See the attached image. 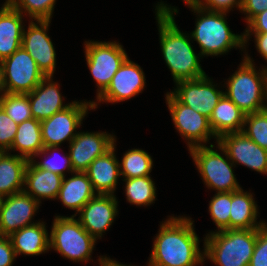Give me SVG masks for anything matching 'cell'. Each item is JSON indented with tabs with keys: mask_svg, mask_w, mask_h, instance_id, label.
Returning a JSON list of instances; mask_svg holds the SVG:
<instances>
[{
	"mask_svg": "<svg viewBox=\"0 0 267 266\" xmlns=\"http://www.w3.org/2000/svg\"><path fill=\"white\" fill-rule=\"evenodd\" d=\"M155 7L161 52L173 81L176 83L205 76L200 64L202 56L195 53L190 34L181 32L176 24L174 16L178 14V9L163 1Z\"/></svg>",
	"mask_w": 267,
	"mask_h": 266,
	"instance_id": "1",
	"label": "cell"
},
{
	"mask_svg": "<svg viewBox=\"0 0 267 266\" xmlns=\"http://www.w3.org/2000/svg\"><path fill=\"white\" fill-rule=\"evenodd\" d=\"M190 217L170 216L160 224L153 242L148 266L204 265V250Z\"/></svg>",
	"mask_w": 267,
	"mask_h": 266,
	"instance_id": "2",
	"label": "cell"
},
{
	"mask_svg": "<svg viewBox=\"0 0 267 266\" xmlns=\"http://www.w3.org/2000/svg\"><path fill=\"white\" fill-rule=\"evenodd\" d=\"M188 8L197 15L195 29L190 36L199 44L201 56L227 54L233 48L244 51V35L230 30L227 13L208 11L197 4Z\"/></svg>",
	"mask_w": 267,
	"mask_h": 266,
	"instance_id": "3",
	"label": "cell"
},
{
	"mask_svg": "<svg viewBox=\"0 0 267 266\" xmlns=\"http://www.w3.org/2000/svg\"><path fill=\"white\" fill-rule=\"evenodd\" d=\"M257 241V229L210 231L204 237V260L217 266H249Z\"/></svg>",
	"mask_w": 267,
	"mask_h": 266,
	"instance_id": "4",
	"label": "cell"
},
{
	"mask_svg": "<svg viewBox=\"0 0 267 266\" xmlns=\"http://www.w3.org/2000/svg\"><path fill=\"white\" fill-rule=\"evenodd\" d=\"M244 51L238 70L224 84V95L247 115L265 109L267 73L262 68L257 70L253 58Z\"/></svg>",
	"mask_w": 267,
	"mask_h": 266,
	"instance_id": "5",
	"label": "cell"
},
{
	"mask_svg": "<svg viewBox=\"0 0 267 266\" xmlns=\"http://www.w3.org/2000/svg\"><path fill=\"white\" fill-rule=\"evenodd\" d=\"M96 241L75 216L57 215L53 219L49 235V249H53L65 259L87 264L88 260H93L91 254Z\"/></svg>",
	"mask_w": 267,
	"mask_h": 266,
	"instance_id": "6",
	"label": "cell"
},
{
	"mask_svg": "<svg viewBox=\"0 0 267 266\" xmlns=\"http://www.w3.org/2000/svg\"><path fill=\"white\" fill-rule=\"evenodd\" d=\"M216 144L217 146L210 144V146L193 147L189 149L190 156L208 189L216 192L237 191L242 187L234 174L235 165L228 158L225 150L218 143ZM214 147H217L221 153Z\"/></svg>",
	"mask_w": 267,
	"mask_h": 266,
	"instance_id": "7",
	"label": "cell"
},
{
	"mask_svg": "<svg viewBox=\"0 0 267 266\" xmlns=\"http://www.w3.org/2000/svg\"><path fill=\"white\" fill-rule=\"evenodd\" d=\"M86 64L97 85L96 99L107 89L114 74L128 55L117 41L99 42L88 40L84 43Z\"/></svg>",
	"mask_w": 267,
	"mask_h": 266,
	"instance_id": "8",
	"label": "cell"
},
{
	"mask_svg": "<svg viewBox=\"0 0 267 266\" xmlns=\"http://www.w3.org/2000/svg\"><path fill=\"white\" fill-rule=\"evenodd\" d=\"M89 110H94L92 101H72L71 105L41 121L44 147H60L63 142H71L78 134L76 129L83 124Z\"/></svg>",
	"mask_w": 267,
	"mask_h": 266,
	"instance_id": "9",
	"label": "cell"
},
{
	"mask_svg": "<svg viewBox=\"0 0 267 266\" xmlns=\"http://www.w3.org/2000/svg\"><path fill=\"white\" fill-rule=\"evenodd\" d=\"M0 63L5 93H31L45 78L36 61L22 46Z\"/></svg>",
	"mask_w": 267,
	"mask_h": 266,
	"instance_id": "10",
	"label": "cell"
},
{
	"mask_svg": "<svg viewBox=\"0 0 267 266\" xmlns=\"http://www.w3.org/2000/svg\"><path fill=\"white\" fill-rule=\"evenodd\" d=\"M165 100L174 126L187 142L188 150L205 146L211 138H215L217 143L218 138L210 127L209 118L180 103L170 92L166 93Z\"/></svg>",
	"mask_w": 267,
	"mask_h": 266,
	"instance_id": "11",
	"label": "cell"
},
{
	"mask_svg": "<svg viewBox=\"0 0 267 266\" xmlns=\"http://www.w3.org/2000/svg\"><path fill=\"white\" fill-rule=\"evenodd\" d=\"M174 91L170 93L182 104L189 106L199 114L211 117L213 109L224 95L217 85L206 74L203 77L181 80L175 83Z\"/></svg>",
	"mask_w": 267,
	"mask_h": 266,
	"instance_id": "12",
	"label": "cell"
},
{
	"mask_svg": "<svg viewBox=\"0 0 267 266\" xmlns=\"http://www.w3.org/2000/svg\"><path fill=\"white\" fill-rule=\"evenodd\" d=\"M145 73L140 65L127 58L114 74L107 89L92 101L93 109L98 108L100 102L116 104L142 93L146 84Z\"/></svg>",
	"mask_w": 267,
	"mask_h": 266,
	"instance_id": "13",
	"label": "cell"
},
{
	"mask_svg": "<svg viewBox=\"0 0 267 266\" xmlns=\"http://www.w3.org/2000/svg\"><path fill=\"white\" fill-rule=\"evenodd\" d=\"M50 23L51 20H29L28 29L24 28L21 44L45 77L53 76L56 67V51L47 34Z\"/></svg>",
	"mask_w": 267,
	"mask_h": 266,
	"instance_id": "14",
	"label": "cell"
},
{
	"mask_svg": "<svg viewBox=\"0 0 267 266\" xmlns=\"http://www.w3.org/2000/svg\"><path fill=\"white\" fill-rule=\"evenodd\" d=\"M41 204L24 190L0 199V235L10 236L32 221Z\"/></svg>",
	"mask_w": 267,
	"mask_h": 266,
	"instance_id": "15",
	"label": "cell"
},
{
	"mask_svg": "<svg viewBox=\"0 0 267 266\" xmlns=\"http://www.w3.org/2000/svg\"><path fill=\"white\" fill-rule=\"evenodd\" d=\"M217 143L236 165H243L256 172L267 174V150L248 138L243 132L227 133Z\"/></svg>",
	"mask_w": 267,
	"mask_h": 266,
	"instance_id": "16",
	"label": "cell"
},
{
	"mask_svg": "<svg viewBox=\"0 0 267 266\" xmlns=\"http://www.w3.org/2000/svg\"><path fill=\"white\" fill-rule=\"evenodd\" d=\"M116 195L96 194L79 212L78 221L82 227L96 240L110 228L118 213Z\"/></svg>",
	"mask_w": 267,
	"mask_h": 266,
	"instance_id": "17",
	"label": "cell"
},
{
	"mask_svg": "<svg viewBox=\"0 0 267 266\" xmlns=\"http://www.w3.org/2000/svg\"><path fill=\"white\" fill-rule=\"evenodd\" d=\"M115 135L107 132H79L69 143L74 172H85L90 164L113 147Z\"/></svg>",
	"mask_w": 267,
	"mask_h": 266,
	"instance_id": "18",
	"label": "cell"
},
{
	"mask_svg": "<svg viewBox=\"0 0 267 266\" xmlns=\"http://www.w3.org/2000/svg\"><path fill=\"white\" fill-rule=\"evenodd\" d=\"M116 138L113 147L97 157L85 171L96 194L114 195L120 176L119 160L115 154Z\"/></svg>",
	"mask_w": 267,
	"mask_h": 266,
	"instance_id": "19",
	"label": "cell"
},
{
	"mask_svg": "<svg viewBox=\"0 0 267 266\" xmlns=\"http://www.w3.org/2000/svg\"><path fill=\"white\" fill-rule=\"evenodd\" d=\"M27 95L31 105L32 117L40 122L64 110L72 103H63L64 98L60 93V85L53 81V76L45 77L40 84Z\"/></svg>",
	"mask_w": 267,
	"mask_h": 266,
	"instance_id": "20",
	"label": "cell"
},
{
	"mask_svg": "<svg viewBox=\"0 0 267 266\" xmlns=\"http://www.w3.org/2000/svg\"><path fill=\"white\" fill-rule=\"evenodd\" d=\"M63 177L46 169L36 167L28 161L25 169L24 191L40 204L42 199L55 200Z\"/></svg>",
	"mask_w": 267,
	"mask_h": 266,
	"instance_id": "21",
	"label": "cell"
},
{
	"mask_svg": "<svg viewBox=\"0 0 267 266\" xmlns=\"http://www.w3.org/2000/svg\"><path fill=\"white\" fill-rule=\"evenodd\" d=\"M258 206L253 194L243 188L231 192L229 229H258L266 224L257 221Z\"/></svg>",
	"mask_w": 267,
	"mask_h": 266,
	"instance_id": "22",
	"label": "cell"
},
{
	"mask_svg": "<svg viewBox=\"0 0 267 266\" xmlns=\"http://www.w3.org/2000/svg\"><path fill=\"white\" fill-rule=\"evenodd\" d=\"M74 174V175H73ZM70 178L63 177L56 200L77 214L95 195L91 181L85 172H74Z\"/></svg>",
	"mask_w": 267,
	"mask_h": 266,
	"instance_id": "23",
	"label": "cell"
},
{
	"mask_svg": "<svg viewBox=\"0 0 267 266\" xmlns=\"http://www.w3.org/2000/svg\"><path fill=\"white\" fill-rule=\"evenodd\" d=\"M44 223L39 221L25 226L9 236L16 256L22 254L37 256L50 250L49 235Z\"/></svg>",
	"mask_w": 267,
	"mask_h": 266,
	"instance_id": "24",
	"label": "cell"
},
{
	"mask_svg": "<svg viewBox=\"0 0 267 266\" xmlns=\"http://www.w3.org/2000/svg\"><path fill=\"white\" fill-rule=\"evenodd\" d=\"M24 15L9 5L0 15V62L21 47Z\"/></svg>",
	"mask_w": 267,
	"mask_h": 266,
	"instance_id": "25",
	"label": "cell"
},
{
	"mask_svg": "<svg viewBox=\"0 0 267 266\" xmlns=\"http://www.w3.org/2000/svg\"><path fill=\"white\" fill-rule=\"evenodd\" d=\"M27 163L16 154L0 153V199L24 190Z\"/></svg>",
	"mask_w": 267,
	"mask_h": 266,
	"instance_id": "26",
	"label": "cell"
},
{
	"mask_svg": "<svg viewBox=\"0 0 267 266\" xmlns=\"http://www.w3.org/2000/svg\"><path fill=\"white\" fill-rule=\"evenodd\" d=\"M245 116L232 100L223 95L212 111L209 124L214 135L219 138L227 133L242 132Z\"/></svg>",
	"mask_w": 267,
	"mask_h": 266,
	"instance_id": "27",
	"label": "cell"
},
{
	"mask_svg": "<svg viewBox=\"0 0 267 266\" xmlns=\"http://www.w3.org/2000/svg\"><path fill=\"white\" fill-rule=\"evenodd\" d=\"M43 148L41 122L32 118L18 125L15 139L7 152L17 151L16 155L31 161Z\"/></svg>",
	"mask_w": 267,
	"mask_h": 266,
	"instance_id": "28",
	"label": "cell"
},
{
	"mask_svg": "<svg viewBox=\"0 0 267 266\" xmlns=\"http://www.w3.org/2000/svg\"><path fill=\"white\" fill-rule=\"evenodd\" d=\"M153 166V159L148 152L137 148L129 149L119 162L120 176L123 179L150 176Z\"/></svg>",
	"mask_w": 267,
	"mask_h": 266,
	"instance_id": "29",
	"label": "cell"
},
{
	"mask_svg": "<svg viewBox=\"0 0 267 266\" xmlns=\"http://www.w3.org/2000/svg\"><path fill=\"white\" fill-rule=\"evenodd\" d=\"M125 182V195L128 203L148 206L156 200V186L151 176L122 179Z\"/></svg>",
	"mask_w": 267,
	"mask_h": 266,
	"instance_id": "30",
	"label": "cell"
},
{
	"mask_svg": "<svg viewBox=\"0 0 267 266\" xmlns=\"http://www.w3.org/2000/svg\"><path fill=\"white\" fill-rule=\"evenodd\" d=\"M0 106L18 125L33 118L27 94L4 93L0 97Z\"/></svg>",
	"mask_w": 267,
	"mask_h": 266,
	"instance_id": "31",
	"label": "cell"
},
{
	"mask_svg": "<svg viewBox=\"0 0 267 266\" xmlns=\"http://www.w3.org/2000/svg\"><path fill=\"white\" fill-rule=\"evenodd\" d=\"M59 148L60 147L55 146L44 147L38 154L34 156L31 162L38 168L49 170L53 173L59 174L62 177H66L65 172H69L71 174L74 173L69 153H64V155L60 157L61 159L56 160L57 157L55 153L59 150ZM39 155H45L47 158L45 157L43 161L41 160L38 162L35 158L39 157Z\"/></svg>",
	"mask_w": 267,
	"mask_h": 266,
	"instance_id": "32",
	"label": "cell"
},
{
	"mask_svg": "<svg viewBox=\"0 0 267 266\" xmlns=\"http://www.w3.org/2000/svg\"><path fill=\"white\" fill-rule=\"evenodd\" d=\"M55 4L56 0H10V5L30 20H52Z\"/></svg>",
	"mask_w": 267,
	"mask_h": 266,
	"instance_id": "33",
	"label": "cell"
},
{
	"mask_svg": "<svg viewBox=\"0 0 267 266\" xmlns=\"http://www.w3.org/2000/svg\"><path fill=\"white\" fill-rule=\"evenodd\" d=\"M242 132L261 148L267 150V111L264 109L247 114Z\"/></svg>",
	"mask_w": 267,
	"mask_h": 266,
	"instance_id": "34",
	"label": "cell"
},
{
	"mask_svg": "<svg viewBox=\"0 0 267 266\" xmlns=\"http://www.w3.org/2000/svg\"><path fill=\"white\" fill-rule=\"evenodd\" d=\"M231 192H217L209 202V213L217 230L229 229Z\"/></svg>",
	"mask_w": 267,
	"mask_h": 266,
	"instance_id": "35",
	"label": "cell"
},
{
	"mask_svg": "<svg viewBox=\"0 0 267 266\" xmlns=\"http://www.w3.org/2000/svg\"><path fill=\"white\" fill-rule=\"evenodd\" d=\"M18 124L0 106V151H8L15 139Z\"/></svg>",
	"mask_w": 267,
	"mask_h": 266,
	"instance_id": "36",
	"label": "cell"
},
{
	"mask_svg": "<svg viewBox=\"0 0 267 266\" xmlns=\"http://www.w3.org/2000/svg\"><path fill=\"white\" fill-rule=\"evenodd\" d=\"M249 266H267V223L257 229V241Z\"/></svg>",
	"mask_w": 267,
	"mask_h": 266,
	"instance_id": "37",
	"label": "cell"
},
{
	"mask_svg": "<svg viewBox=\"0 0 267 266\" xmlns=\"http://www.w3.org/2000/svg\"><path fill=\"white\" fill-rule=\"evenodd\" d=\"M197 5L208 11L228 13L235 6L240 11L242 0H199Z\"/></svg>",
	"mask_w": 267,
	"mask_h": 266,
	"instance_id": "38",
	"label": "cell"
},
{
	"mask_svg": "<svg viewBox=\"0 0 267 266\" xmlns=\"http://www.w3.org/2000/svg\"><path fill=\"white\" fill-rule=\"evenodd\" d=\"M267 10V0H242L240 12L246 15V24L257 14Z\"/></svg>",
	"mask_w": 267,
	"mask_h": 266,
	"instance_id": "39",
	"label": "cell"
},
{
	"mask_svg": "<svg viewBox=\"0 0 267 266\" xmlns=\"http://www.w3.org/2000/svg\"><path fill=\"white\" fill-rule=\"evenodd\" d=\"M16 257L9 236L0 235V266H12Z\"/></svg>",
	"mask_w": 267,
	"mask_h": 266,
	"instance_id": "40",
	"label": "cell"
},
{
	"mask_svg": "<svg viewBox=\"0 0 267 266\" xmlns=\"http://www.w3.org/2000/svg\"><path fill=\"white\" fill-rule=\"evenodd\" d=\"M243 33H267V10L254 16Z\"/></svg>",
	"mask_w": 267,
	"mask_h": 266,
	"instance_id": "41",
	"label": "cell"
},
{
	"mask_svg": "<svg viewBox=\"0 0 267 266\" xmlns=\"http://www.w3.org/2000/svg\"><path fill=\"white\" fill-rule=\"evenodd\" d=\"M244 35V48L247 46V42L249 41L251 35L255 40V47L259 54L264 58H267V33H243Z\"/></svg>",
	"mask_w": 267,
	"mask_h": 266,
	"instance_id": "42",
	"label": "cell"
},
{
	"mask_svg": "<svg viewBox=\"0 0 267 266\" xmlns=\"http://www.w3.org/2000/svg\"><path fill=\"white\" fill-rule=\"evenodd\" d=\"M5 93L4 85H3V75H2V66L0 63V97Z\"/></svg>",
	"mask_w": 267,
	"mask_h": 266,
	"instance_id": "43",
	"label": "cell"
},
{
	"mask_svg": "<svg viewBox=\"0 0 267 266\" xmlns=\"http://www.w3.org/2000/svg\"><path fill=\"white\" fill-rule=\"evenodd\" d=\"M108 259H109V257H107V256H99V258H98V264L100 265V266H108Z\"/></svg>",
	"mask_w": 267,
	"mask_h": 266,
	"instance_id": "44",
	"label": "cell"
},
{
	"mask_svg": "<svg viewBox=\"0 0 267 266\" xmlns=\"http://www.w3.org/2000/svg\"><path fill=\"white\" fill-rule=\"evenodd\" d=\"M108 266H133V265H126V264H123V263H119V261L117 262L116 260L114 259H108Z\"/></svg>",
	"mask_w": 267,
	"mask_h": 266,
	"instance_id": "45",
	"label": "cell"
},
{
	"mask_svg": "<svg viewBox=\"0 0 267 266\" xmlns=\"http://www.w3.org/2000/svg\"><path fill=\"white\" fill-rule=\"evenodd\" d=\"M10 5V0H6L2 7H0V15L6 10V8Z\"/></svg>",
	"mask_w": 267,
	"mask_h": 266,
	"instance_id": "46",
	"label": "cell"
},
{
	"mask_svg": "<svg viewBox=\"0 0 267 266\" xmlns=\"http://www.w3.org/2000/svg\"><path fill=\"white\" fill-rule=\"evenodd\" d=\"M183 1L187 6H192V5L198 4L199 0H183Z\"/></svg>",
	"mask_w": 267,
	"mask_h": 266,
	"instance_id": "47",
	"label": "cell"
},
{
	"mask_svg": "<svg viewBox=\"0 0 267 266\" xmlns=\"http://www.w3.org/2000/svg\"><path fill=\"white\" fill-rule=\"evenodd\" d=\"M265 110L267 111V89H266V101H265Z\"/></svg>",
	"mask_w": 267,
	"mask_h": 266,
	"instance_id": "48",
	"label": "cell"
},
{
	"mask_svg": "<svg viewBox=\"0 0 267 266\" xmlns=\"http://www.w3.org/2000/svg\"><path fill=\"white\" fill-rule=\"evenodd\" d=\"M265 60L267 62V58ZM262 67H263L262 69L267 73V67L266 66H262Z\"/></svg>",
	"mask_w": 267,
	"mask_h": 266,
	"instance_id": "49",
	"label": "cell"
}]
</instances>
